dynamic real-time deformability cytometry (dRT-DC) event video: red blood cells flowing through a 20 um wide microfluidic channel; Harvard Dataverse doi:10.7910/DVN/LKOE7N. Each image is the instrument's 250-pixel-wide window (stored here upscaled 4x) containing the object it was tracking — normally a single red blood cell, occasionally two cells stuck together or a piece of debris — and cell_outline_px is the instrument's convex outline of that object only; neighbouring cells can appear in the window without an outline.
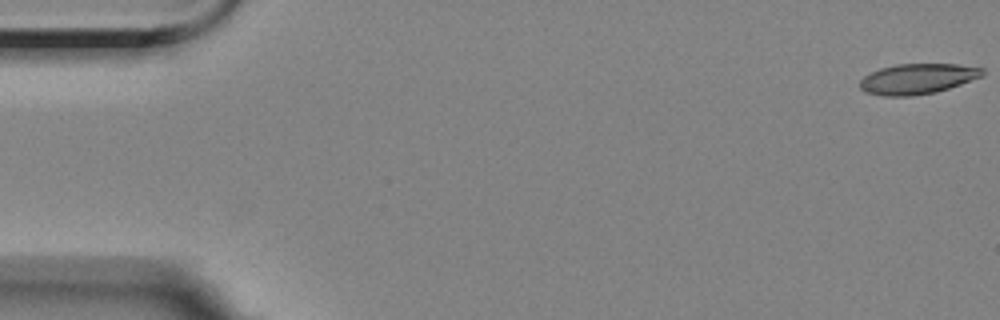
{"species": "Egyptian fruit bat (a non-hibernating species)", "species_latin": "Rousettus aegyptiacus", "temperature_condition": "room temperature", "stored_images_in_passage": 57, "camera_frame_rate_fps": 3000, "um_per_image_px": 0.085, "animal": {"sex": "female"}, "frame": {"image": 1, "passage_image": 1, "time_ms": 0.0, "image_size_px": [1000, 320], "cell_outline_px": [[984, 76], [936, 92], [912, 96], [884, 96], [864, 92], [860, 88], [860, 80], [864, 76], [880, 68], [896, 64], [956, 64], [984, 68]], "centroid_in_image_um": [77.99, 6.7], "position_along_channel_um": 7.0, "area_um2": 21.73}}
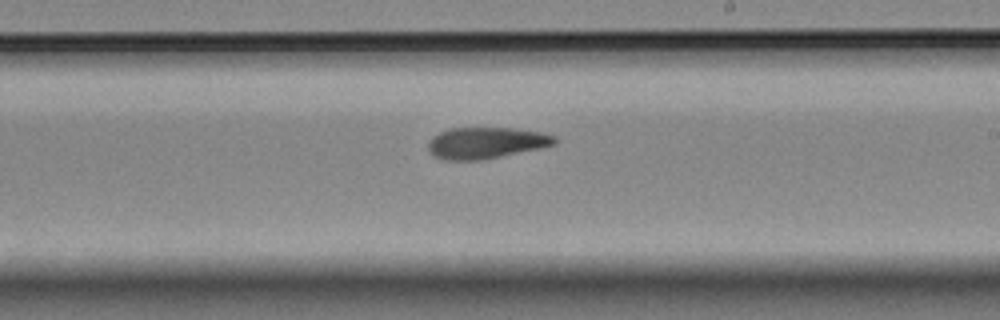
{"frame": {"image": 2, "passage_image": 33, "time_ms": 10.667, "image_size_px": [1000, 320], "cell_outline_px": [[556, 144], [540, 148], [480, 160], [444, 160], [436, 156], [428, 148], [428, 140], [432, 136], [448, 128], [512, 128], [540, 132], [556, 136]], "centroid_in_image_um": [41.3, 12.13], "position_along_channel_um": 247.7, "area_um2": 22.95}}
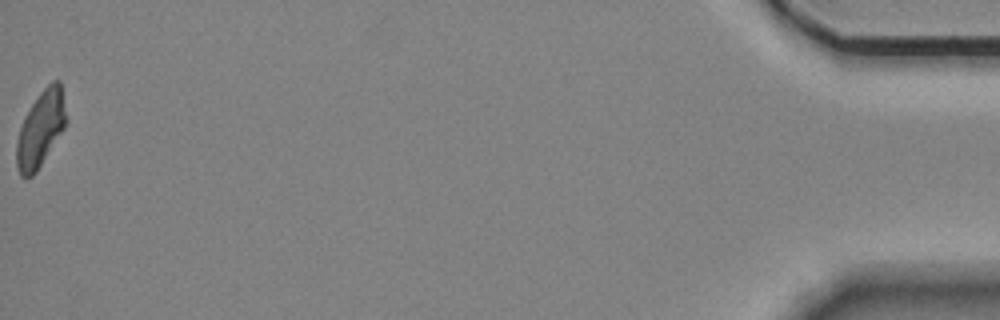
{"frame": {"image": 3, "passage_image": 57, "time_ms": 18.667, "image_size_px": [1000, 320], "cell_outline_px": [[68, 120], [64, 128], [36, 172], [32, 176], [20, 176], [16, 164], [16, 144], [20, 128], [24, 116], [40, 92], [52, 80], [60, 80]], "centroid_in_image_um": [3.46, 10.93], "position_along_channel_um": 431.7, "area_um2": 21.79}}